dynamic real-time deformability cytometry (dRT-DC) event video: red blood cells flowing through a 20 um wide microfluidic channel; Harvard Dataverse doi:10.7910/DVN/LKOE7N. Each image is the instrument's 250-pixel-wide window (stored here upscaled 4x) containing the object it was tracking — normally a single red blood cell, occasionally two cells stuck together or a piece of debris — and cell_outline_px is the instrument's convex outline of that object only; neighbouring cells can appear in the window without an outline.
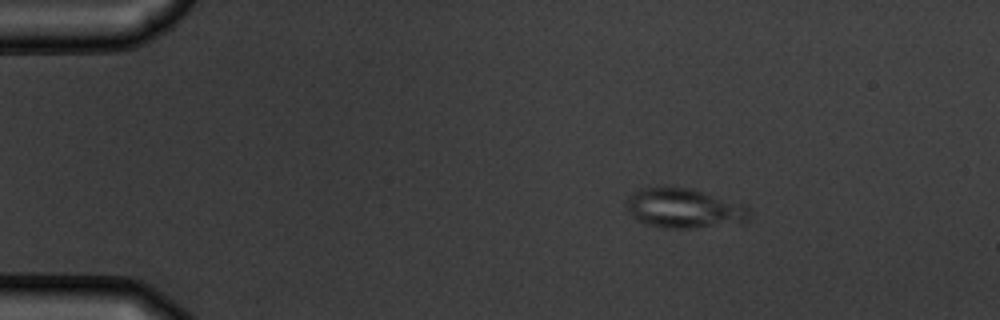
{"species": "common noctule bat (a hibernating species)", "species_latin": "Nyctalus noctula", "temperature_condition": "warm", "stored_images_in_passage": 3, "camera_frame_rate_fps": 3000, "um_per_image_px": 0.085, "animal": {"sex": "male", "body_mass_g": 19.5, "forearm_length_mm": 54.6}, "frame": {"image": 1, "passage_image": 1, "time_ms": 0.0, "image_size_px": [1000, 320], "cell_outline_px": [[748, 220], [740, 224], [692, 228], [664, 228], [644, 224], [636, 220], [628, 212], [624, 204], [628, 196], [632, 192], [644, 188], [688, 188], [748, 204]], "centroid_in_image_um": [58.15, 17.73], "position_along_channel_um": 26.9, "area_um2": 28.73}}